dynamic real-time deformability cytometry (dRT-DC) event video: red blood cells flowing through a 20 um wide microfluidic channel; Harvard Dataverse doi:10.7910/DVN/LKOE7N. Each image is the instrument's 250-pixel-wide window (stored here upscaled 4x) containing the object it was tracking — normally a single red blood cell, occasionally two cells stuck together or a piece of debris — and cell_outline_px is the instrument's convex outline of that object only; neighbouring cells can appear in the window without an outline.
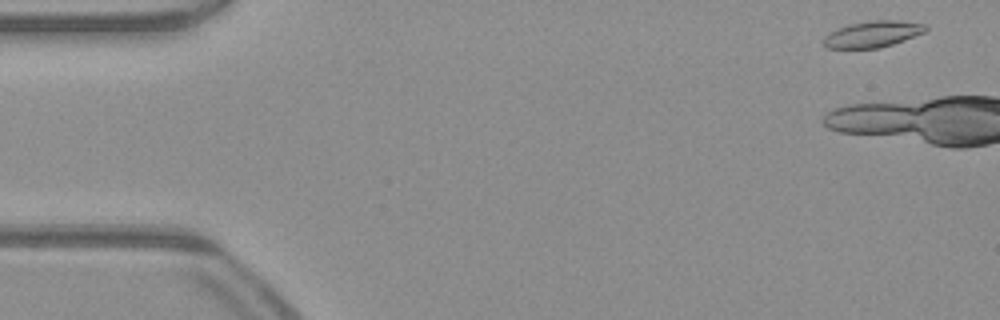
{"species": "common noctule bat (a hibernating species)", "species_latin": "Nyctalus noctula", "temperature_condition": "warm", "stored_images_in_passage": 6, "camera_frame_rate_fps": 3000, "um_per_image_px": 0.085, "animal": {"sex": "male", "body_mass_g": 23.1, "forearm_length_mm": 52.7}, "frame": {"image": 1, "passage_image": 3, "time_ms": 0.667, "image_size_px": [1000, 320], "cell_outline_px": [[928, 28], [924, 32], [904, 40], [880, 48], [828, 48], [824, 44], [824, 36], [828, 32], [848, 24], [872, 20], [896, 20], [924, 24]], "centroid_in_image_um": [74.15, 2.89], "position_along_channel_um": 10.8, "area_um2": 15.55}}